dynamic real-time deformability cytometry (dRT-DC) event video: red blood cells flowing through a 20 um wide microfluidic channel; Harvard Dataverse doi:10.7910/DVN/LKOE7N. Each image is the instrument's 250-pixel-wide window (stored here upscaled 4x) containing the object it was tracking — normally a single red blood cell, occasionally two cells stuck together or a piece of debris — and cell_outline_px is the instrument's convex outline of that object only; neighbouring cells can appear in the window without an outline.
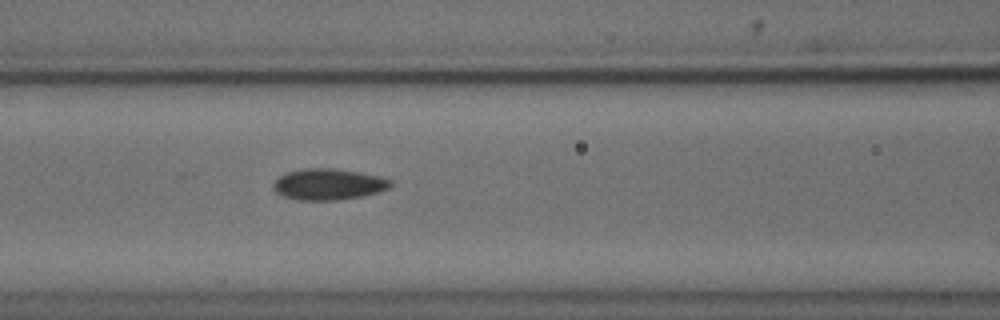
{"species": "common noctule bat (a hibernating species)", "species_latin": "Nyctalus noctula", "temperature_condition": "cold", "stored_images_in_passage": 33, "camera_frame_rate_fps": 3000, "um_per_image_px": 0.085, "animal": {"sex": "male", "body_mass_g": 18.8}, "frame": {"image": 1, "passage_image": 9, "time_ms": 2.667, "image_size_px": [1000, 320], "cell_outline_px": [[392, 184], [388, 188], [380, 192], [364, 196], [336, 200], [296, 200], [284, 196], [276, 192], [272, 188], [272, 184], [280, 176], [288, 172], [304, 168], [332, 168], [380, 176], [392, 180]], "centroid_in_image_um": [27.92, 15.67], "position_along_channel_um": 138.7, "area_um2": 21.33}}
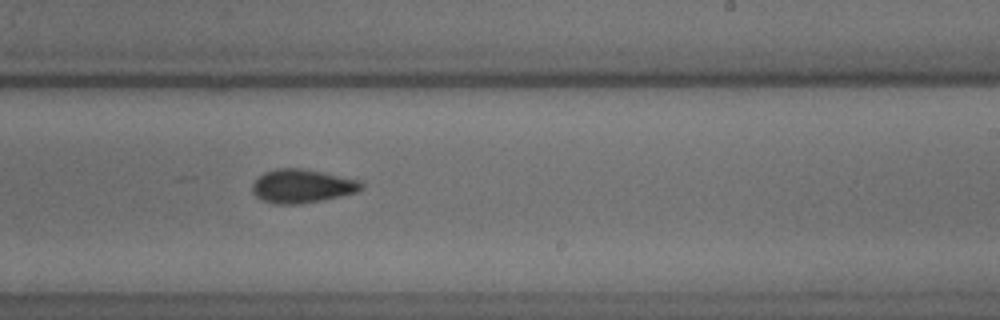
{"frame": {"image": 2, "passage_image": 19, "time_ms": 6.0, "image_size_px": [1000, 320], "cell_outline_px": [[364, 188], [360, 192], [320, 200], [296, 204], [276, 204], [260, 200], [252, 192], [252, 184], [264, 172], [276, 168], [300, 168], [364, 180]], "centroid_in_image_um": [25.72, 15.81], "position_along_channel_um": 263.3, "area_um2": 21.56}}
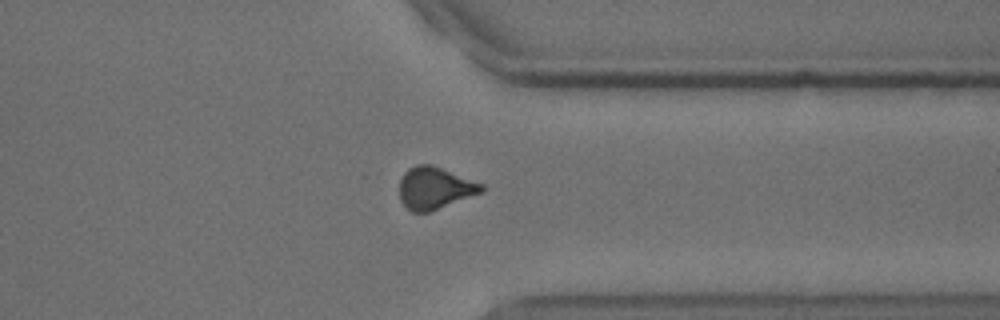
{"frame": {"image": 3, "passage_image": 28, "time_ms": 9.0, "image_size_px": [1000, 320], "cell_outline_px": [[484, 188], [480, 192], [428, 212], [412, 212], [400, 200], [400, 180], [404, 172], [408, 168], [416, 164], [432, 164], [484, 184]], "centroid_in_image_um": [36.92, 15.95], "position_along_channel_um": 374.5, "area_um2": 19.83}}